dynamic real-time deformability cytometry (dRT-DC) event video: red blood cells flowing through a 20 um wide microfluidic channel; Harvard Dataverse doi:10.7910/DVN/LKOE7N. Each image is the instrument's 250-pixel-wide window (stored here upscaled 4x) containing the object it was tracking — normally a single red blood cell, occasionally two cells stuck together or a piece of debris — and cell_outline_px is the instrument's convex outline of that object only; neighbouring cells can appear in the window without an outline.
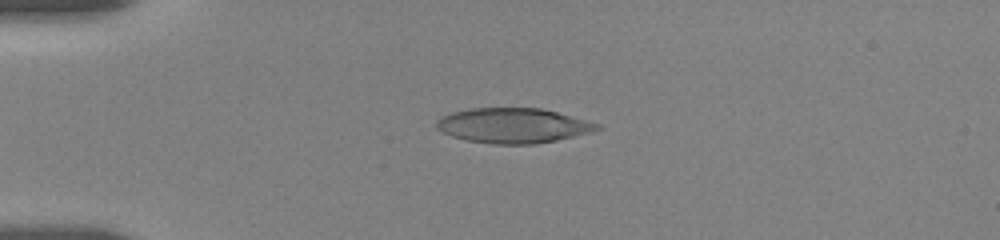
{"species": "human", "species_latin": "Homo sapiens", "temperature_condition": "room temperature", "stored_images_in_passage": 29, "camera_frame_rate_fps": 3000, "um_per_image_px": 0.085, "donor": {"sex": "female"}, "frame": {"image": 1, "passage_image": 9, "time_ms": 4.333, "image_size_px": [1000, 240], "cell_outline_px": [[604, 128], [592, 132], [556, 140], [536, 144], [492, 144], [468, 140], [452, 136], [436, 128], [436, 124], [444, 116], [452, 112], [468, 108], [540, 108], [604, 124]], "centroid_in_image_um": [43.7, 10.67], "position_along_channel_um": 41.3, "area_um2": 32.71}}
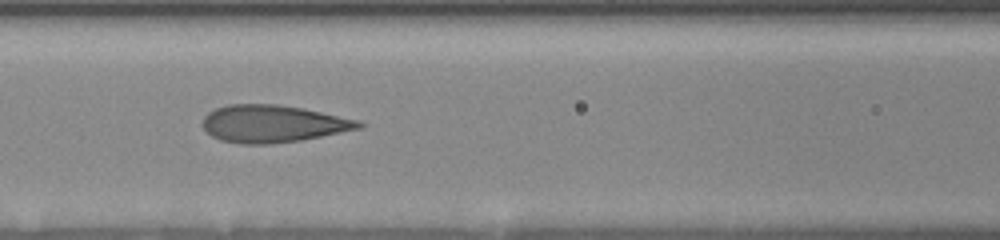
{"frame": {"image": 2, "passage_image": 18, "time_ms": 8.0, "image_size_px": [1000, 240], "cell_outline_px": [[364, 124], [360, 128], [300, 140], [268, 144], [240, 144], [220, 140], [212, 136], [204, 128], [204, 116], [208, 112], [216, 108], [228, 104], [276, 104], [300, 108], [360, 120]], "centroid_in_image_um": [23.17, 10.52], "position_along_channel_um": 143.4, "area_um2": 33.58}}
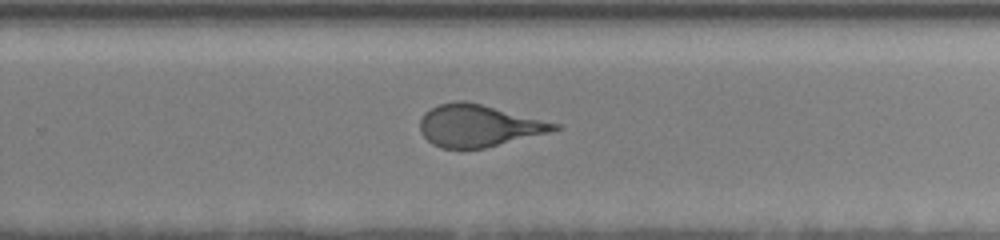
{"frame": {"image": 3, "passage_image": 29, "time_ms": 12.0, "image_size_px": [1000, 240], "cell_outline_px": [[560, 128], [548, 132], [484, 148], [440, 148], [432, 144], [420, 132], [420, 120], [424, 112], [440, 104], [456, 100], [464, 100], [560, 124]], "centroid_in_image_um": [40.62, 10.68], "position_along_channel_um": 289.2, "area_um2": 32.37}}